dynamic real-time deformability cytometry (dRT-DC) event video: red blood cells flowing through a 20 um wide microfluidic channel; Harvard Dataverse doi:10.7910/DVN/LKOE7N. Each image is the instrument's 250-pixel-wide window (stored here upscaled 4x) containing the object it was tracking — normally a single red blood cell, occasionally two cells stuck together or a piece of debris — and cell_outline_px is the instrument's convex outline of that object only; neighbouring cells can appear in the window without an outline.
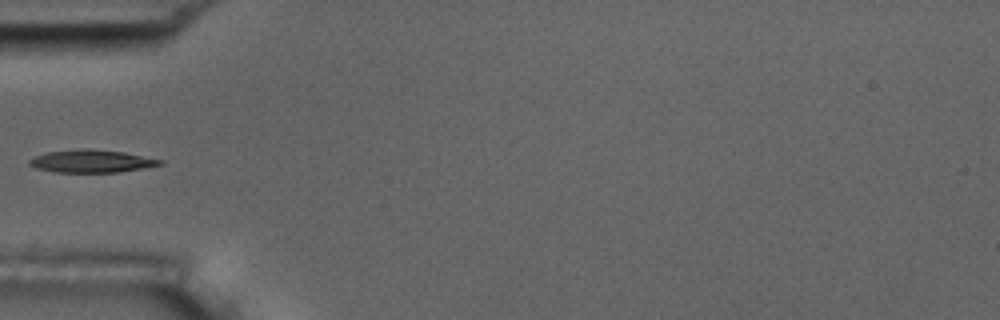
{"species": "common noctule bat (a hibernating species)", "species_latin": "Nyctalus noctula", "temperature_condition": "room temperature", "stored_images_in_passage": 7, "camera_frame_rate_fps": 3000, "um_per_image_px": 0.085, "animal": {"sex": "male", "body_mass_g": 17.5, "forearm_length_mm": 52.3}, "frame": {"image": 1, "passage_image": 6, "time_ms": 6.0, "image_size_px": [1000, 320], "cell_outline_px": [[164, 164], [120, 172], [56, 172], [36, 168], [28, 164], [28, 160], [36, 156], [48, 152], [124, 152], [164, 160]], "centroid_in_image_um": [7.84, 13.76], "position_along_channel_um": 77.2, "area_um2": 16.07}}